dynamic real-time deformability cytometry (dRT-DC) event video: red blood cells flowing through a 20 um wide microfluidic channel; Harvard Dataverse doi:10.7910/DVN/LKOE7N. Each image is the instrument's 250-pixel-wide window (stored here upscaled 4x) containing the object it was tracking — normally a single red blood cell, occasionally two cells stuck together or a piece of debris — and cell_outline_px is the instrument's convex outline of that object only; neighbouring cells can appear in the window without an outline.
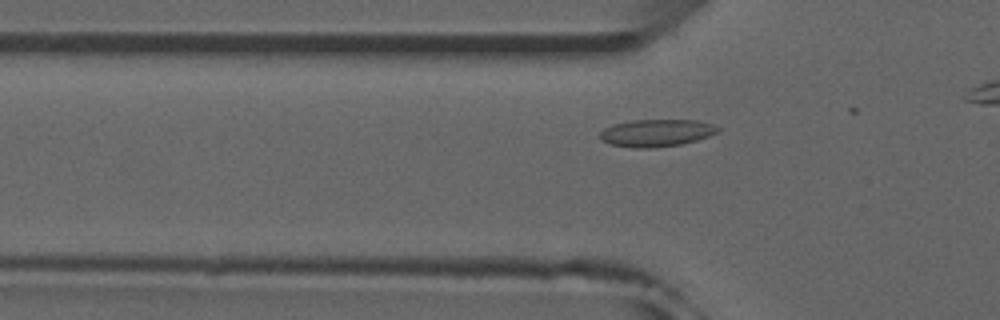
{"species": "common noctule bat (a hibernating species)", "species_latin": "Nyctalus noctula", "temperature_condition": "room temperature", "stored_images_in_passage": 12, "camera_frame_rate_fps": 3000, "um_per_image_px": 0.085, "animal": {"sex": "male", "forearm_length_mm": 52.5}, "frame": {"image": 1, "passage_image": 10, "time_ms": 3.0, "image_size_px": [1000, 320], "cell_outline_px": [[720, 128], [716, 132], [708, 136], [696, 140], [680, 144], [652, 148], [636, 148], [608, 144], [600, 140], [600, 132], [604, 128], [612, 124], [632, 120], [700, 120], [712, 124]], "centroid_in_image_um": [55.75, 11.29], "position_along_channel_um": 70.1, "area_um2": 18.79}}